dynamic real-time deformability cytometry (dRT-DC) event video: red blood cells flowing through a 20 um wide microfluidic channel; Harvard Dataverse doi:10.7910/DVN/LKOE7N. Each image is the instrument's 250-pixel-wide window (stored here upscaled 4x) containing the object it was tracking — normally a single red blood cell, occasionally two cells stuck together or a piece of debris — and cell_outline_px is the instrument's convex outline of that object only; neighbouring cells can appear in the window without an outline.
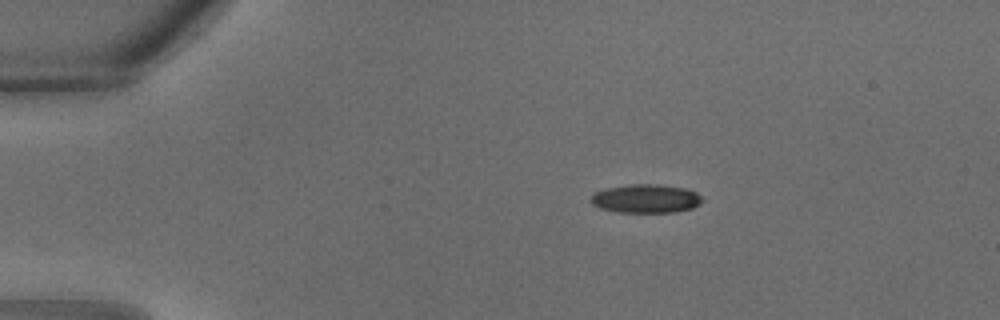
{"species": "common noctule bat (a hibernating species)", "species_latin": "Nyctalus noctula", "temperature_condition": "warm", "stored_images_in_passage": 27, "camera_frame_rate_fps": 3000, "um_per_image_px": 0.085, "animal": {"sex": "male", "body_mass_g": 18.8}, "frame": {"image": 1, "passage_image": 1, "time_ms": 0.0, "image_size_px": [1000, 320], "cell_outline_px": [[704, 200], [692, 208], [676, 212], [616, 212], [600, 208], [592, 204], [592, 196], [596, 192], [604, 188], [632, 184], [656, 184], [684, 188], [696, 192]], "centroid_in_image_um": [54.9, 16.88], "position_along_channel_um": 30.1, "area_um2": 18.5}}
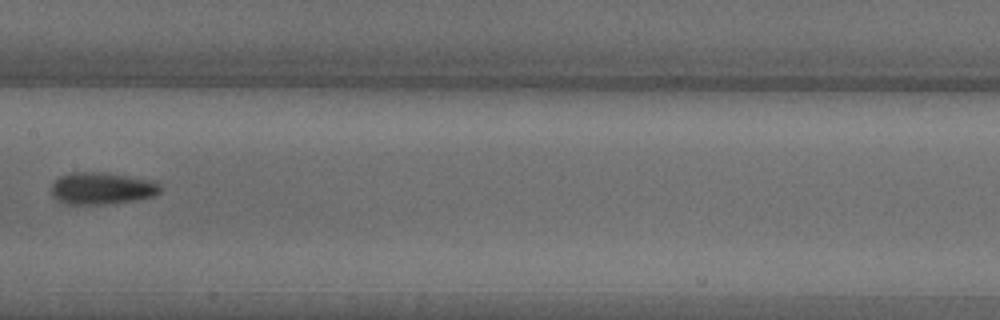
{"frame": {"image": 2, "passage_image": 12, "time_ms": 3.667, "image_size_px": [1000, 320], "cell_outline_px": [[160, 192], [156, 196], [136, 200], [104, 204], [64, 204], [56, 200], [52, 196], [52, 184], [60, 176], [72, 172], [104, 172], [152, 180], [160, 184]], "centroid_in_image_um": [8.66, 16.01], "position_along_channel_um": 198.7, "area_um2": 20.46}}
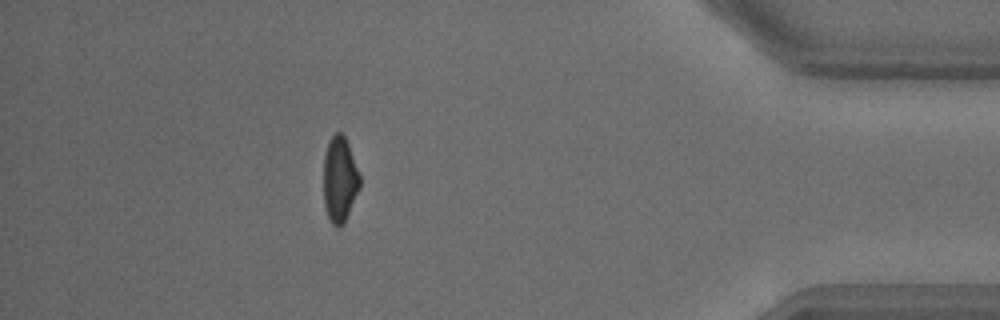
{"frame": {"image": 3, "passage_image": 24, "time_ms": 7.667, "image_size_px": [1000, 320], "cell_outline_px": [[360, 188], [344, 224], [336, 228], [332, 224], [328, 216], [324, 204], [324, 156], [328, 144], [332, 136], [336, 132], [340, 132], [344, 136], [348, 144], [360, 176]], "centroid_in_image_um": [28.88, 15.29], "position_along_channel_um": 406.3, "area_um2": 17.98}}